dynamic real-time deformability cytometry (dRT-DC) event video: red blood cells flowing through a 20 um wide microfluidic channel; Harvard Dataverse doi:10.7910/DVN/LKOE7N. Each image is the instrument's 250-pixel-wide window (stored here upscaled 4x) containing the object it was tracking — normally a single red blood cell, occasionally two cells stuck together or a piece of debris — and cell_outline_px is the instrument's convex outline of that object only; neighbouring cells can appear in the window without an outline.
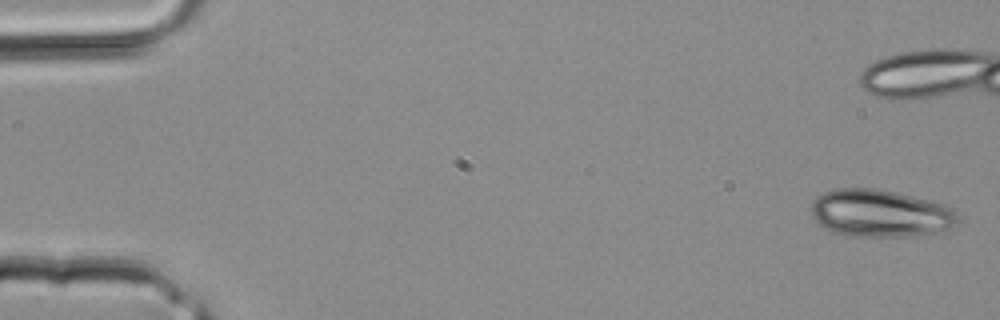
{"species": "common noctule bat (a hibernating species)", "species_latin": "Nyctalus noctula", "temperature_condition": "room temperature", "stored_images_in_passage": 3, "camera_frame_rate_fps": 3000, "um_per_image_px": 0.085, "animal": {"sex": "male", "body_mass_g": 20.4}, "frame": {"image": 1, "passage_image": 3, "time_ms": 0.667, "image_size_px": [1000, 320], "cell_outline_px": [[960, 220], [956, 224], [948, 228], [936, 232], [916, 236], [860, 236], [836, 232], [820, 224], [812, 216], [812, 200], [816, 196], [824, 192], [836, 188], [876, 188], [896, 192], [944, 204], [952, 208], [956, 212]], "centroid_in_image_um": [74.84, 18.11], "position_along_channel_um": 10.2, "area_um2": 40.29}}